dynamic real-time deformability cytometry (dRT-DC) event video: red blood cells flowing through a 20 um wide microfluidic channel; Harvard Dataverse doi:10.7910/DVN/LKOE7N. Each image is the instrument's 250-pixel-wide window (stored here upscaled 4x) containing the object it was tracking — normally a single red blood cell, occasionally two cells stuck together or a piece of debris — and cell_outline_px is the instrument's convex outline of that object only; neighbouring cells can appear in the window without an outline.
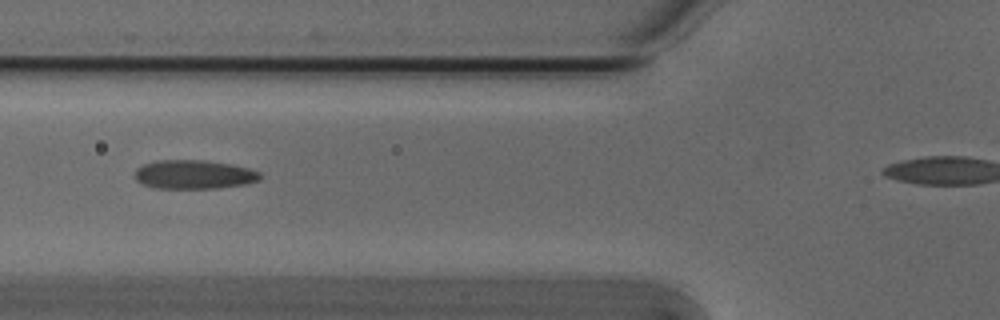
{"species": "Egyptian fruit bat (a non-hibernating species)", "species_latin": "Rousettus aegyptiacus", "temperature_condition": "cold", "stored_images_in_passage": 4, "camera_frame_rate_fps": 3000, "um_per_image_px": 0.085, "animal": {"sex": "male"}, "frame": {"image": 1, "passage_image": 2, "time_ms": 0.333, "image_size_px": [1000, 320], "cell_outline_px": [[264, 176], [260, 180], [244, 184], [216, 188], [156, 188], [144, 184], [136, 180], [136, 168], [144, 164], [156, 160], [204, 160], [232, 164], [248, 168], [260, 172]], "centroid_in_image_um": [16.52, 14.82], "position_along_channel_um": 109.3, "area_um2": 21.1}}